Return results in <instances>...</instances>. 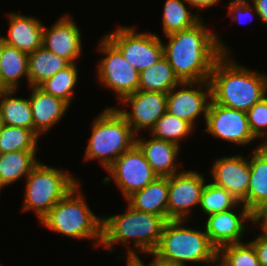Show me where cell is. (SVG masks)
I'll use <instances>...</instances> for the list:
<instances>
[{"label":"cell","mask_w":267,"mask_h":266,"mask_svg":"<svg viewBox=\"0 0 267 266\" xmlns=\"http://www.w3.org/2000/svg\"><path fill=\"white\" fill-rule=\"evenodd\" d=\"M69 65L66 59L42 46L28 54V84L31 87L39 86Z\"/></svg>","instance_id":"cb8c5ba5"},{"label":"cell","mask_w":267,"mask_h":266,"mask_svg":"<svg viewBox=\"0 0 267 266\" xmlns=\"http://www.w3.org/2000/svg\"><path fill=\"white\" fill-rule=\"evenodd\" d=\"M31 88L32 93L29 96V102L32 109L34 133L39 137L61 120L66 114L69 104L45 92L39 86Z\"/></svg>","instance_id":"d6986e66"},{"label":"cell","mask_w":267,"mask_h":266,"mask_svg":"<svg viewBox=\"0 0 267 266\" xmlns=\"http://www.w3.org/2000/svg\"><path fill=\"white\" fill-rule=\"evenodd\" d=\"M136 145L159 177H168L179 172L175 164L180 150L177 144L152 137L149 140L136 138Z\"/></svg>","instance_id":"ffe728a7"},{"label":"cell","mask_w":267,"mask_h":266,"mask_svg":"<svg viewBox=\"0 0 267 266\" xmlns=\"http://www.w3.org/2000/svg\"><path fill=\"white\" fill-rule=\"evenodd\" d=\"M185 3H188L190 7L198 8L197 12L199 13L200 9H205L217 4L220 0H184Z\"/></svg>","instance_id":"f35d334b"},{"label":"cell","mask_w":267,"mask_h":266,"mask_svg":"<svg viewBox=\"0 0 267 266\" xmlns=\"http://www.w3.org/2000/svg\"><path fill=\"white\" fill-rule=\"evenodd\" d=\"M213 266H221V265L217 262V264L216 265L214 264Z\"/></svg>","instance_id":"bcb514c9"},{"label":"cell","mask_w":267,"mask_h":266,"mask_svg":"<svg viewBox=\"0 0 267 266\" xmlns=\"http://www.w3.org/2000/svg\"><path fill=\"white\" fill-rule=\"evenodd\" d=\"M37 150H18L4 153L0 162V191L2 187L12 184L21 177H27L39 162Z\"/></svg>","instance_id":"484cf974"},{"label":"cell","mask_w":267,"mask_h":266,"mask_svg":"<svg viewBox=\"0 0 267 266\" xmlns=\"http://www.w3.org/2000/svg\"><path fill=\"white\" fill-rule=\"evenodd\" d=\"M205 181L204 176L195 170L168 176L167 220L189 219L193 207L200 204Z\"/></svg>","instance_id":"8fae6325"},{"label":"cell","mask_w":267,"mask_h":266,"mask_svg":"<svg viewBox=\"0 0 267 266\" xmlns=\"http://www.w3.org/2000/svg\"><path fill=\"white\" fill-rule=\"evenodd\" d=\"M261 221V222H260ZM260 222V223H259ZM259 223V227L262 230L267 231V205L264 206L256 215H255V224Z\"/></svg>","instance_id":"ab89813d"},{"label":"cell","mask_w":267,"mask_h":266,"mask_svg":"<svg viewBox=\"0 0 267 266\" xmlns=\"http://www.w3.org/2000/svg\"><path fill=\"white\" fill-rule=\"evenodd\" d=\"M241 207L242 211L238 215L232 209L208 215L205 232L217 250L225 245L242 242L240 240L247 227L244 222L255 223V215L244 205Z\"/></svg>","instance_id":"2e32d148"},{"label":"cell","mask_w":267,"mask_h":266,"mask_svg":"<svg viewBox=\"0 0 267 266\" xmlns=\"http://www.w3.org/2000/svg\"><path fill=\"white\" fill-rule=\"evenodd\" d=\"M6 16L10 25L8 36H1L4 43L27 54L42 47L44 25L40 19L17 13Z\"/></svg>","instance_id":"ac0fdd59"},{"label":"cell","mask_w":267,"mask_h":266,"mask_svg":"<svg viewBox=\"0 0 267 266\" xmlns=\"http://www.w3.org/2000/svg\"><path fill=\"white\" fill-rule=\"evenodd\" d=\"M16 90H0V110L4 124L30 129L34 132V122L29 98L13 97Z\"/></svg>","instance_id":"4316f807"},{"label":"cell","mask_w":267,"mask_h":266,"mask_svg":"<svg viewBox=\"0 0 267 266\" xmlns=\"http://www.w3.org/2000/svg\"><path fill=\"white\" fill-rule=\"evenodd\" d=\"M184 0H166L163 8V33L164 36L189 29L202 18L188 11Z\"/></svg>","instance_id":"83f0119b"},{"label":"cell","mask_w":267,"mask_h":266,"mask_svg":"<svg viewBox=\"0 0 267 266\" xmlns=\"http://www.w3.org/2000/svg\"><path fill=\"white\" fill-rule=\"evenodd\" d=\"M80 183L39 221L48 229L78 239H94L100 246L102 242V218L96 216L84 195L79 191Z\"/></svg>","instance_id":"277c9868"},{"label":"cell","mask_w":267,"mask_h":266,"mask_svg":"<svg viewBox=\"0 0 267 266\" xmlns=\"http://www.w3.org/2000/svg\"><path fill=\"white\" fill-rule=\"evenodd\" d=\"M146 254H152L154 256L153 260L150 261V265L148 266H184L182 264H179L177 262L165 259L158 254H156L154 251L147 252Z\"/></svg>","instance_id":"74e56055"},{"label":"cell","mask_w":267,"mask_h":266,"mask_svg":"<svg viewBox=\"0 0 267 266\" xmlns=\"http://www.w3.org/2000/svg\"><path fill=\"white\" fill-rule=\"evenodd\" d=\"M126 200L133 209L161 216L167 221L168 177H157Z\"/></svg>","instance_id":"7402d4cb"},{"label":"cell","mask_w":267,"mask_h":266,"mask_svg":"<svg viewBox=\"0 0 267 266\" xmlns=\"http://www.w3.org/2000/svg\"><path fill=\"white\" fill-rule=\"evenodd\" d=\"M166 220L158 215L146 213L127 206L122 215L102 217V242L108 252H114L115 243L126 246L129 240H134L136 249L128 248L127 257H138L137 252L147 253L154 251L160 241Z\"/></svg>","instance_id":"3957f363"},{"label":"cell","mask_w":267,"mask_h":266,"mask_svg":"<svg viewBox=\"0 0 267 266\" xmlns=\"http://www.w3.org/2000/svg\"><path fill=\"white\" fill-rule=\"evenodd\" d=\"M207 29L200 20L189 29L165 36L169 42L163 43L164 56L181 82L208 81L215 62L229 54L225 43Z\"/></svg>","instance_id":"6da1fadb"},{"label":"cell","mask_w":267,"mask_h":266,"mask_svg":"<svg viewBox=\"0 0 267 266\" xmlns=\"http://www.w3.org/2000/svg\"><path fill=\"white\" fill-rule=\"evenodd\" d=\"M212 183L226 189L247 208V192L250 182V160L242 155L226 156L215 160Z\"/></svg>","instance_id":"9a60e30c"},{"label":"cell","mask_w":267,"mask_h":266,"mask_svg":"<svg viewBox=\"0 0 267 266\" xmlns=\"http://www.w3.org/2000/svg\"><path fill=\"white\" fill-rule=\"evenodd\" d=\"M204 131L238 145L256 140L248 122L247 112L224 107L210 100Z\"/></svg>","instance_id":"7c38bea8"},{"label":"cell","mask_w":267,"mask_h":266,"mask_svg":"<svg viewBox=\"0 0 267 266\" xmlns=\"http://www.w3.org/2000/svg\"><path fill=\"white\" fill-rule=\"evenodd\" d=\"M77 63L70 64L65 69L56 72L46 79L39 87L45 92L58 97L69 105L72 103L74 87L78 81Z\"/></svg>","instance_id":"f1b7e54d"},{"label":"cell","mask_w":267,"mask_h":266,"mask_svg":"<svg viewBox=\"0 0 267 266\" xmlns=\"http://www.w3.org/2000/svg\"><path fill=\"white\" fill-rule=\"evenodd\" d=\"M193 129L194 127L189 122L166 112L156 121L154 127L150 130V134L156 139L181 146L179 140L188 137Z\"/></svg>","instance_id":"f546056e"},{"label":"cell","mask_w":267,"mask_h":266,"mask_svg":"<svg viewBox=\"0 0 267 266\" xmlns=\"http://www.w3.org/2000/svg\"><path fill=\"white\" fill-rule=\"evenodd\" d=\"M4 120H3V116H2V113H1V110H0V130L4 127Z\"/></svg>","instance_id":"b9f144b4"},{"label":"cell","mask_w":267,"mask_h":266,"mask_svg":"<svg viewBox=\"0 0 267 266\" xmlns=\"http://www.w3.org/2000/svg\"><path fill=\"white\" fill-rule=\"evenodd\" d=\"M2 43H3V40H2V37H1V35H0V50H1V45H2Z\"/></svg>","instance_id":"7bdbcfd3"},{"label":"cell","mask_w":267,"mask_h":266,"mask_svg":"<svg viewBox=\"0 0 267 266\" xmlns=\"http://www.w3.org/2000/svg\"><path fill=\"white\" fill-rule=\"evenodd\" d=\"M186 221L167 220L154 252L184 266L186 262L216 264L218 250L206 232L185 227Z\"/></svg>","instance_id":"8992f818"},{"label":"cell","mask_w":267,"mask_h":266,"mask_svg":"<svg viewBox=\"0 0 267 266\" xmlns=\"http://www.w3.org/2000/svg\"><path fill=\"white\" fill-rule=\"evenodd\" d=\"M65 170L47 166L40 161L26 177L22 210H33L41 220L51 208L79 184Z\"/></svg>","instance_id":"52a82bcc"},{"label":"cell","mask_w":267,"mask_h":266,"mask_svg":"<svg viewBox=\"0 0 267 266\" xmlns=\"http://www.w3.org/2000/svg\"><path fill=\"white\" fill-rule=\"evenodd\" d=\"M217 261L221 266H260L255 249L250 242L221 247L218 250Z\"/></svg>","instance_id":"d6a6232c"},{"label":"cell","mask_w":267,"mask_h":266,"mask_svg":"<svg viewBox=\"0 0 267 266\" xmlns=\"http://www.w3.org/2000/svg\"><path fill=\"white\" fill-rule=\"evenodd\" d=\"M226 189L212 182L205 184L200 198V208L207 215L227 211L241 205Z\"/></svg>","instance_id":"4dcf8cb0"},{"label":"cell","mask_w":267,"mask_h":266,"mask_svg":"<svg viewBox=\"0 0 267 266\" xmlns=\"http://www.w3.org/2000/svg\"><path fill=\"white\" fill-rule=\"evenodd\" d=\"M255 7L253 11L263 21L262 24H267V0H252Z\"/></svg>","instance_id":"8d00e7d4"},{"label":"cell","mask_w":267,"mask_h":266,"mask_svg":"<svg viewBox=\"0 0 267 266\" xmlns=\"http://www.w3.org/2000/svg\"><path fill=\"white\" fill-rule=\"evenodd\" d=\"M194 85L199 87L195 89L194 87L196 86ZM180 87L181 90L177 91L176 89H180ZM189 87H192L193 89H189ZM200 87L205 88L200 89ZM178 88L176 86V88H172L167 93V112L179 119L189 122L193 127H195L194 121L200 114L202 115V113L204 121H206L207 110L210 104V101L208 100H212L209 80L181 82Z\"/></svg>","instance_id":"4fadbf2b"},{"label":"cell","mask_w":267,"mask_h":266,"mask_svg":"<svg viewBox=\"0 0 267 266\" xmlns=\"http://www.w3.org/2000/svg\"><path fill=\"white\" fill-rule=\"evenodd\" d=\"M250 130L255 138L266 137L267 131V95L255 103L248 111Z\"/></svg>","instance_id":"836d02e7"},{"label":"cell","mask_w":267,"mask_h":266,"mask_svg":"<svg viewBox=\"0 0 267 266\" xmlns=\"http://www.w3.org/2000/svg\"><path fill=\"white\" fill-rule=\"evenodd\" d=\"M250 159V182L247 208L256 215L267 205V145L254 148Z\"/></svg>","instance_id":"44dd1931"},{"label":"cell","mask_w":267,"mask_h":266,"mask_svg":"<svg viewBox=\"0 0 267 266\" xmlns=\"http://www.w3.org/2000/svg\"><path fill=\"white\" fill-rule=\"evenodd\" d=\"M2 156H3V153H2V151L0 150V162H1Z\"/></svg>","instance_id":"f6af8a7d"},{"label":"cell","mask_w":267,"mask_h":266,"mask_svg":"<svg viewBox=\"0 0 267 266\" xmlns=\"http://www.w3.org/2000/svg\"><path fill=\"white\" fill-rule=\"evenodd\" d=\"M209 82L214 103L245 112L267 94V76L236 64L227 53L215 62Z\"/></svg>","instance_id":"7a4b0ae2"},{"label":"cell","mask_w":267,"mask_h":266,"mask_svg":"<svg viewBox=\"0 0 267 266\" xmlns=\"http://www.w3.org/2000/svg\"><path fill=\"white\" fill-rule=\"evenodd\" d=\"M22 76L28 82V54L3 42L0 50V90H16Z\"/></svg>","instance_id":"603a6c76"},{"label":"cell","mask_w":267,"mask_h":266,"mask_svg":"<svg viewBox=\"0 0 267 266\" xmlns=\"http://www.w3.org/2000/svg\"><path fill=\"white\" fill-rule=\"evenodd\" d=\"M81 32L70 16L60 17L52 27L44 26L42 46L70 64L82 54Z\"/></svg>","instance_id":"e0dca14e"},{"label":"cell","mask_w":267,"mask_h":266,"mask_svg":"<svg viewBox=\"0 0 267 266\" xmlns=\"http://www.w3.org/2000/svg\"><path fill=\"white\" fill-rule=\"evenodd\" d=\"M263 145H267V139H264V141L262 142Z\"/></svg>","instance_id":"ee69618b"},{"label":"cell","mask_w":267,"mask_h":266,"mask_svg":"<svg viewBox=\"0 0 267 266\" xmlns=\"http://www.w3.org/2000/svg\"><path fill=\"white\" fill-rule=\"evenodd\" d=\"M38 138L30 129L4 125L0 130V150L3 154L18 150H37Z\"/></svg>","instance_id":"1f68e13d"},{"label":"cell","mask_w":267,"mask_h":266,"mask_svg":"<svg viewBox=\"0 0 267 266\" xmlns=\"http://www.w3.org/2000/svg\"><path fill=\"white\" fill-rule=\"evenodd\" d=\"M181 81L175 75L167 58L163 56L154 65L139 72L141 91H154L167 94L172 88L179 86Z\"/></svg>","instance_id":"d4e9b609"},{"label":"cell","mask_w":267,"mask_h":266,"mask_svg":"<svg viewBox=\"0 0 267 266\" xmlns=\"http://www.w3.org/2000/svg\"><path fill=\"white\" fill-rule=\"evenodd\" d=\"M131 106L132 112L116 108L137 135L141 129L154 127L156 121L167 112V94L137 90L121 101Z\"/></svg>","instance_id":"5bb4252c"},{"label":"cell","mask_w":267,"mask_h":266,"mask_svg":"<svg viewBox=\"0 0 267 266\" xmlns=\"http://www.w3.org/2000/svg\"><path fill=\"white\" fill-rule=\"evenodd\" d=\"M262 231L263 232L254 240L250 241V243L255 249L260 266H267V231Z\"/></svg>","instance_id":"d590c367"},{"label":"cell","mask_w":267,"mask_h":266,"mask_svg":"<svg viewBox=\"0 0 267 266\" xmlns=\"http://www.w3.org/2000/svg\"><path fill=\"white\" fill-rule=\"evenodd\" d=\"M228 10L231 13V17L233 21H240L243 20L246 16L252 14V9H255L254 5L250 4V2L246 1H234L230 0L228 2ZM251 10V11H250ZM243 16V17H242Z\"/></svg>","instance_id":"e575fe53"},{"label":"cell","mask_w":267,"mask_h":266,"mask_svg":"<svg viewBox=\"0 0 267 266\" xmlns=\"http://www.w3.org/2000/svg\"><path fill=\"white\" fill-rule=\"evenodd\" d=\"M106 171L121 190L125 200L159 177L136 144L122 153Z\"/></svg>","instance_id":"30bf717a"},{"label":"cell","mask_w":267,"mask_h":266,"mask_svg":"<svg viewBox=\"0 0 267 266\" xmlns=\"http://www.w3.org/2000/svg\"><path fill=\"white\" fill-rule=\"evenodd\" d=\"M99 51L105 56L98 63L97 77L106 88L115 91L119 101L139 87V71L125 60L121 51L104 36Z\"/></svg>","instance_id":"ba28073f"},{"label":"cell","mask_w":267,"mask_h":266,"mask_svg":"<svg viewBox=\"0 0 267 266\" xmlns=\"http://www.w3.org/2000/svg\"><path fill=\"white\" fill-rule=\"evenodd\" d=\"M92 126L84 157L100 161L105 169L136 144V134L116 107L105 108Z\"/></svg>","instance_id":"5b68a950"},{"label":"cell","mask_w":267,"mask_h":266,"mask_svg":"<svg viewBox=\"0 0 267 266\" xmlns=\"http://www.w3.org/2000/svg\"><path fill=\"white\" fill-rule=\"evenodd\" d=\"M127 266H146L140 257H128L127 258Z\"/></svg>","instance_id":"60d3db41"},{"label":"cell","mask_w":267,"mask_h":266,"mask_svg":"<svg viewBox=\"0 0 267 266\" xmlns=\"http://www.w3.org/2000/svg\"><path fill=\"white\" fill-rule=\"evenodd\" d=\"M135 31L133 26L119 25L106 37L121 51L125 60L140 72L164 56V47L156 34Z\"/></svg>","instance_id":"9c48e42d"}]
</instances>
